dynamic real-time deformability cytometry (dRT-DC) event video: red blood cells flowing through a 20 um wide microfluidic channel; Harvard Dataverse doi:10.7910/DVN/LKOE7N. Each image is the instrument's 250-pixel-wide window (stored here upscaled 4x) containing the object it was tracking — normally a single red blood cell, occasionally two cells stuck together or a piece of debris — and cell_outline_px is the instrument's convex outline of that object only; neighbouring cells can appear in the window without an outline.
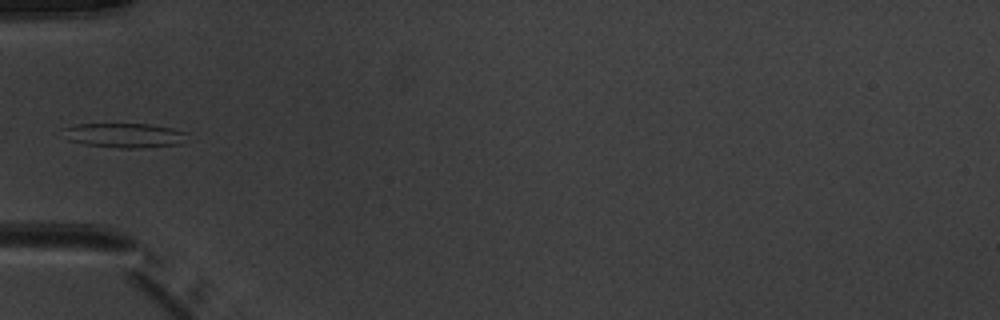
{"species": "common noctule bat (a hibernating species)", "species_latin": "Nyctalus noctula", "temperature_condition": "warm", "stored_images_in_passage": 4, "camera_frame_rate_fps": 3000, "um_per_image_px": 0.085, "animal": {"sex": "male", "body_mass_g": 20.1, "forearm_length_mm": 53.5}, "frame": {"image": 1, "passage_image": 4, "time_ms": 4.333, "image_size_px": [1000, 320], "cell_outline_px": [[188, 132], [180, 144], [144, 148], [120, 148], [84, 144], [68, 140], [60, 128], [76, 124], [148, 124], [172, 128]], "centroid_in_image_um": [10.54, 11.5], "position_along_channel_um": 74.5, "area_um2": 17.8}}